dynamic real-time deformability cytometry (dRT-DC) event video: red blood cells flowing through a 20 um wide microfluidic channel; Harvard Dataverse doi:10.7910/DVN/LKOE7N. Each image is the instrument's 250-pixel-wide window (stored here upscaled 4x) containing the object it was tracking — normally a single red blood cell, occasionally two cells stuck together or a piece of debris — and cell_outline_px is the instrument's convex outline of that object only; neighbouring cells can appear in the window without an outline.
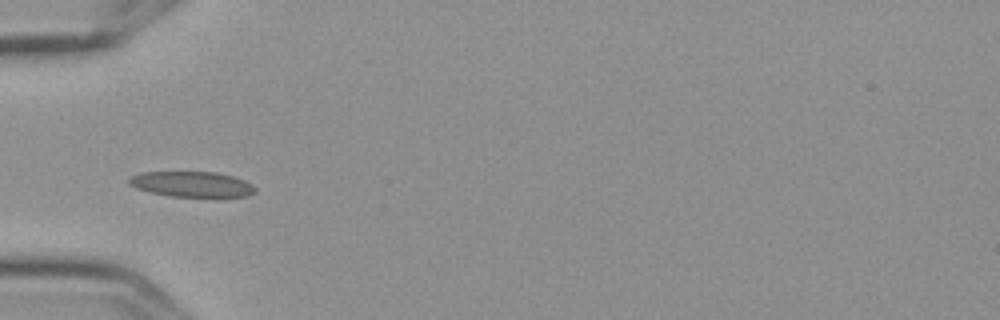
{"species": "Egyptian fruit bat (a non-hibernating species)", "species_latin": "Rousettus aegyptiacus", "temperature_condition": "cold", "stored_images_in_passage": 7, "camera_frame_rate_fps": 3000, "um_per_image_px": 0.085, "frame": {"image": 1, "passage_image": 5, "time_ms": 1.333, "image_size_px": [1000, 320], "cell_outline_px": [[256, 192], [248, 196], [216, 200], [168, 196], [136, 188], [128, 184], [128, 180], [132, 176], [140, 172], [216, 172], [232, 176], [244, 180], [252, 184], [256, 188]], "centroid_in_image_um": [16.4, 15.72], "position_along_channel_um": 68.6, "area_um2": 19.71}}
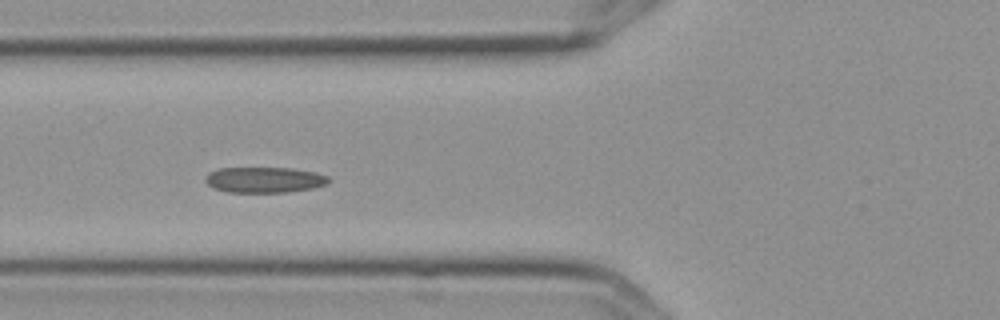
{"frame": {"image": 2, "passage_image": 6, "time_ms": 1.667, "image_size_px": [1000, 320], "cell_outline_px": [[332, 180], [328, 184], [312, 188], [284, 192], [228, 192], [212, 188], [204, 180], [204, 176], [208, 172], [216, 168], [292, 168], [316, 172], [328, 176]], "centroid_in_image_um": [22.45, 15.28], "position_along_channel_um": 103.3, "area_um2": 18.67}}
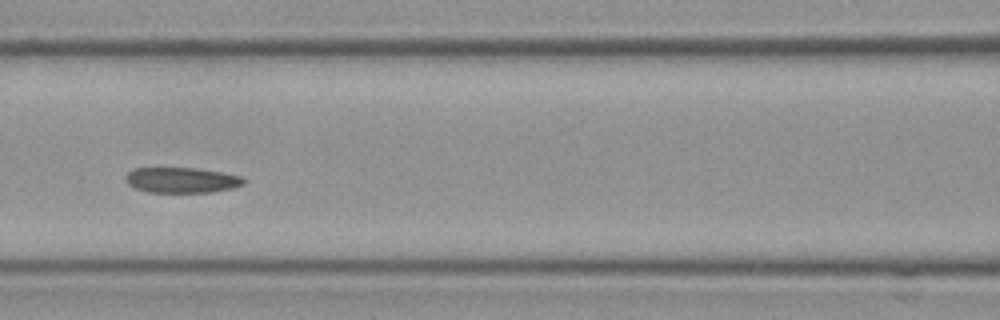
{"frame": {"image": 3, "passage_image": 7, "time_ms": 2.0, "image_size_px": [1000, 320], "cell_outline_px": [[244, 184], [232, 188], [212, 192], [148, 192], [136, 188], [128, 184], [124, 180], [124, 176], [132, 168], [192, 168], [220, 172], [240, 176], [244, 180]], "centroid_in_image_um": [15.38, 15.31], "position_along_channel_um": 151.2, "area_um2": 17.4}}